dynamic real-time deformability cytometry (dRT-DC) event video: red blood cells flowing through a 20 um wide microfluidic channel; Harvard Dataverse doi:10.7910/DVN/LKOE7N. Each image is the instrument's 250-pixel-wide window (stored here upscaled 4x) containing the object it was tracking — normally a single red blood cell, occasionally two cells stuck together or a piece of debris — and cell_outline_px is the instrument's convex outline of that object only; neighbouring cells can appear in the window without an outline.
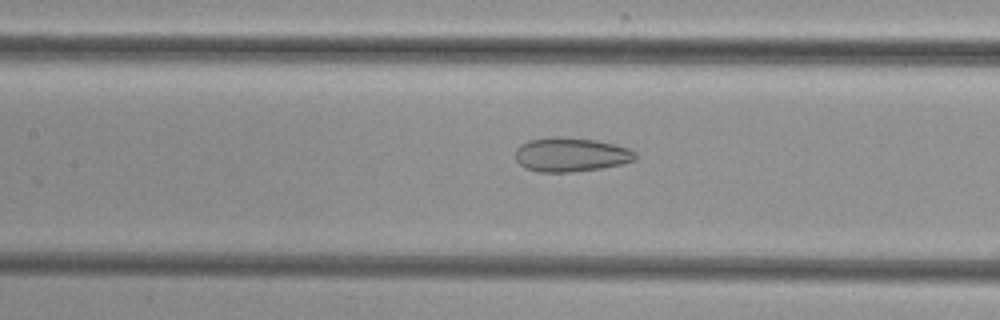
{"species": "common noctule bat (a hibernating species)", "species_latin": "Nyctalus noctula", "temperature_condition": "cold", "stored_images_in_passage": 53, "camera_frame_rate_fps": 3000, "um_per_image_px": 0.085, "animal": {"sex": "female", "body_mass_g": 29.2, "forearm_length_mm": 56.3}, "frame": {"image": 1, "passage_image": 25, "time_ms": 8.0, "image_size_px": [1000, 320], "cell_outline_px": [[636, 160], [624, 164], [600, 168], [572, 172], [536, 172], [524, 168], [516, 160], [516, 148], [520, 144], [528, 140], [556, 136], [596, 140], [616, 144], [628, 148], [636, 152]], "centroid_in_image_um": [48.53, 13.15], "position_along_channel_um": 158.9, "area_um2": 24.1}}
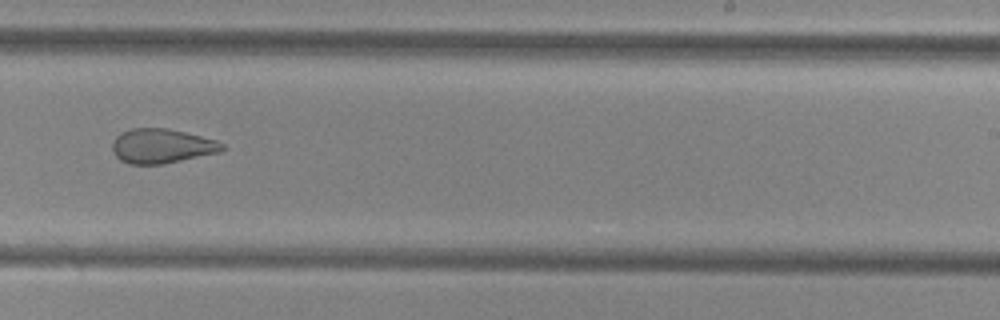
{"frame": {"image": 2, "passage_image": 34, "time_ms": 11.0, "image_size_px": [1000, 320], "cell_outline_px": [[228, 148], [220, 152], [164, 164], [128, 164], [120, 160], [112, 152], [112, 144], [116, 136], [132, 128], [168, 128], [216, 140], [224, 144]], "centroid_in_image_um": [13.76, 12.42], "position_along_channel_um": 275.2, "area_um2": 22.14}}
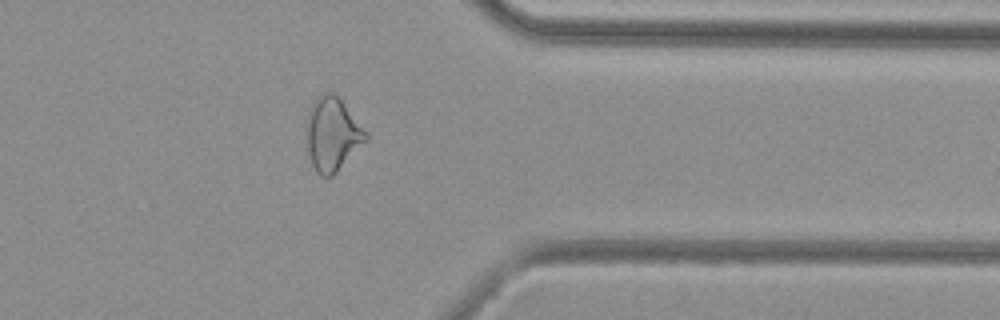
{"frame": {"image": 3, "passage_image": 43, "time_ms": 14.0, "image_size_px": [1000, 320], "cell_outline_px": [[368, 140], [332, 176], [320, 176], [316, 172], [312, 164], [304, 132], [308, 112], [312, 104], [324, 92], [332, 92], [344, 104], [368, 132]], "centroid_in_image_um": [28.24, 11.42], "position_along_channel_um": 383.2, "area_um2": 25.37}}